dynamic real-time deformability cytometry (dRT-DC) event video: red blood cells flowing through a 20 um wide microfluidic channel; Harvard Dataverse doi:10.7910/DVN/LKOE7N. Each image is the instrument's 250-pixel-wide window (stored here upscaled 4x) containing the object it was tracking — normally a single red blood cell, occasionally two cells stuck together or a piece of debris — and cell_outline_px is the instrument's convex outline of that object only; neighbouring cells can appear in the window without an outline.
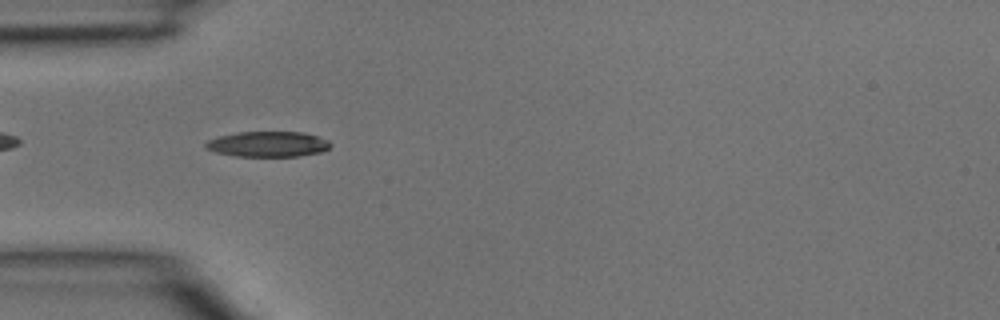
{"species": "common noctule bat (a hibernating species)", "species_latin": "Nyctalus noctula", "temperature_condition": "room temperature", "stored_images_in_passage": 5, "camera_frame_rate_fps": 3000, "um_per_image_px": 0.085, "animal": {"sex": "male", "body_mass_g": 15.6}, "frame": {"image": 1, "passage_image": 4, "time_ms": 1.0, "image_size_px": [1000, 320], "cell_outline_px": [[332, 144], [328, 148], [320, 152], [300, 156], [236, 156], [216, 152], [204, 148], [204, 144], [208, 140], [220, 136], [240, 132], [304, 132], [328, 140]], "centroid_in_image_um": [22.77, 12.25], "position_along_channel_um": 62.2, "area_um2": 18.38}}